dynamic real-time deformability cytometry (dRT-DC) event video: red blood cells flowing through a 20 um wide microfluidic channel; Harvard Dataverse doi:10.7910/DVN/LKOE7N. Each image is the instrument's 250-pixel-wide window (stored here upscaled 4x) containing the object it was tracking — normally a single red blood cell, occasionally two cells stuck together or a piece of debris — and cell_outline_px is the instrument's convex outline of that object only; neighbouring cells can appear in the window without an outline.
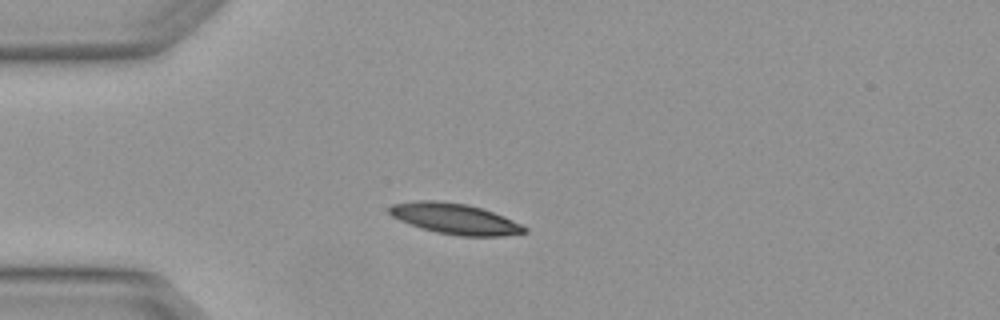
{"species": "Egyptian fruit bat (a non-hibernating species)", "species_latin": "Rousettus aegyptiacus", "temperature_condition": "warm", "stored_images_in_passage": 4, "camera_frame_rate_fps": 3000, "um_per_image_px": 0.085, "animal": {"sex": "female"}, "frame": {"image": 1, "passage_image": 3, "time_ms": 0.667, "image_size_px": [1000, 320], "cell_outline_px": [[528, 232], [500, 236], [460, 236], [436, 232], [420, 228], [400, 220], [392, 216], [388, 212], [388, 208], [392, 204], [420, 200], [436, 200], [468, 204], [492, 212], [512, 220], [528, 228]], "centroid_in_image_um": [38.65, 18.59], "position_along_channel_um": 46.4, "area_um2": 24.04}}